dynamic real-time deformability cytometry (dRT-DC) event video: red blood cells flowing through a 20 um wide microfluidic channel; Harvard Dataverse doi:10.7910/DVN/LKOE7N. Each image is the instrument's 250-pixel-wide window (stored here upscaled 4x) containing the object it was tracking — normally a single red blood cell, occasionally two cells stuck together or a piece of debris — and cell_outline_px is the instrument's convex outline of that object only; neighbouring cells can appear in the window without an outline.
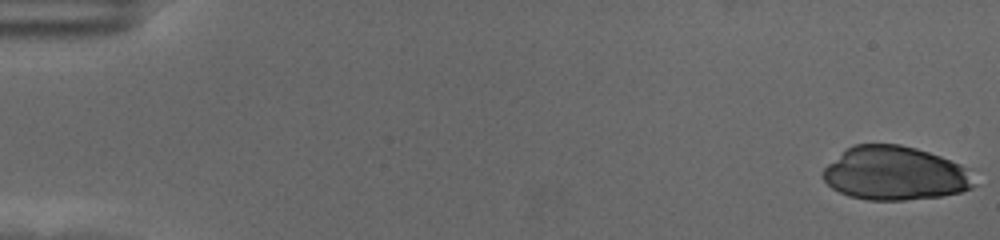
{"species": "human", "species_latin": "Homo sapiens", "temperature_condition": "cold", "stored_images_in_passage": 58, "camera_frame_rate_fps": 3000, "um_per_image_px": 0.085, "donor": {"sex": "female"}, "frame": {"image": 1, "passage_image": 1, "time_ms": 0.0, "image_size_px": [1000, 240], "cell_outline_px": [[976, 184], [972, 188], [960, 192], [940, 196], [904, 200], [868, 200], [848, 196], [832, 188], [820, 176], [824, 168], [828, 164], [852, 144], [900, 144], [916, 148], [940, 156], [960, 164], [968, 168]], "centroid_in_image_um": [76.07, 14.74], "position_along_channel_um": 8.9, "area_um2": 47.45}}
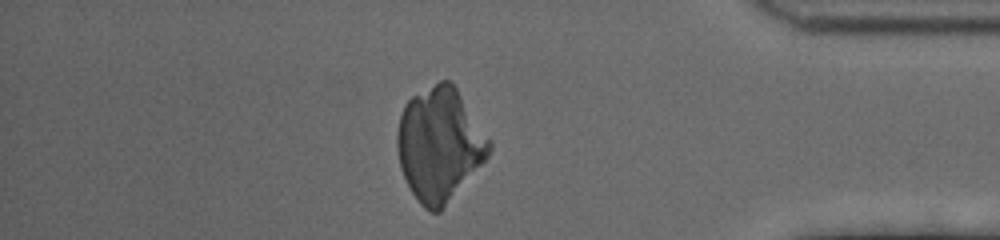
{"frame": {"image": 2, "passage_image": 50, "time_ms": 16.333, "image_size_px": [1000, 240], "cell_outline_px": [[492, 148], [488, 156], [444, 208], [440, 212], [432, 212], [424, 208], [420, 204], [412, 192], [400, 168], [396, 144], [396, 132], [400, 116], [404, 104], [412, 96], [440, 80], [448, 80], [456, 88], [492, 144]], "centroid_in_image_um": [37.33, 12.29], "position_along_channel_um": 397.9, "area_um2": 60.23}}
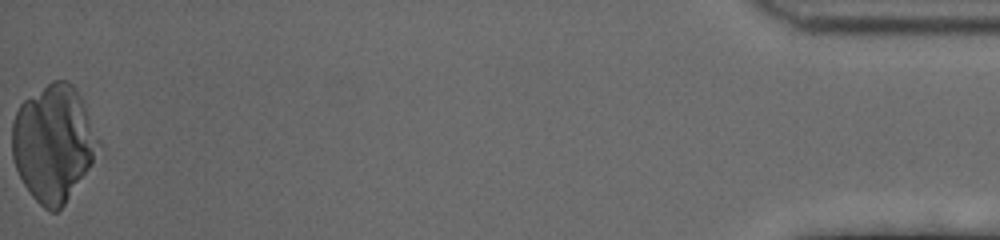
{"frame": {"image": 3, "passage_image": 58, "time_ms": 19.0, "image_size_px": [1000, 240], "cell_outline_px": [[100, 144], [92, 164], [64, 204], [56, 212], [48, 212], [28, 192], [16, 168], [12, 156], [12, 120], [20, 104], [24, 100], [52, 80], [64, 80], [72, 84], [80, 96], [84, 104], [100, 140]], "centroid_in_image_um": [4.53, 12.17], "position_along_channel_um": 430.7, "area_um2": 58.38}}